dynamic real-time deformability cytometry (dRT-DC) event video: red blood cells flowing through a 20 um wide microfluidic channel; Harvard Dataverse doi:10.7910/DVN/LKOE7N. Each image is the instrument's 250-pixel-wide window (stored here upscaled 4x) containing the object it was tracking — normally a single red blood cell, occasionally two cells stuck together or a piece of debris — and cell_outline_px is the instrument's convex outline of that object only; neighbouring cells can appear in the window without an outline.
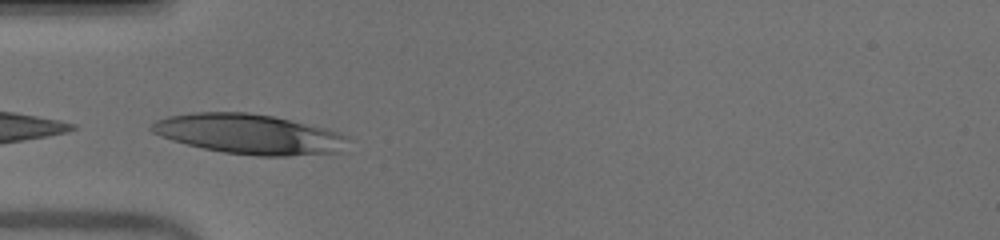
{"species": "human", "species_latin": "Homo sapiens", "temperature_condition": "warm", "stored_images_in_passage": 7, "camera_frame_rate_fps": 3000, "um_per_image_px": 0.085, "donor": {"sex": "male"}, "frame": {"image": 1, "passage_image": 1, "time_ms": 0.0, "image_size_px": [1000, 240], "cell_outline_px": [[348, 136], [340, 152], [288, 156], [256, 156], [224, 152], [204, 148], [172, 140], [152, 132], [148, 128], [156, 120], [168, 116], [192, 112], [248, 112], [272, 116], [324, 128]], "centroid_in_image_um": [21.13, 11.39], "position_along_channel_um": 63.9, "area_um2": 45.26}}
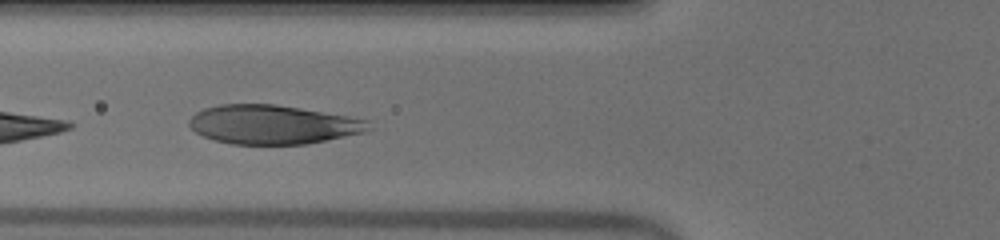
{"frame": {"image": 2, "passage_image": 4, "time_ms": 1.0, "image_size_px": [1000, 240], "cell_outline_px": [[372, 128], [364, 132], [308, 144], [232, 144], [216, 140], [204, 136], [196, 132], [188, 124], [188, 120], [196, 112], [204, 108], [220, 104], [276, 104], [348, 116], [368, 120]], "centroid_in_image_um": [23.19, 10.58], "position_along_channel_um": 102.6, "area_um2": 40.69}}